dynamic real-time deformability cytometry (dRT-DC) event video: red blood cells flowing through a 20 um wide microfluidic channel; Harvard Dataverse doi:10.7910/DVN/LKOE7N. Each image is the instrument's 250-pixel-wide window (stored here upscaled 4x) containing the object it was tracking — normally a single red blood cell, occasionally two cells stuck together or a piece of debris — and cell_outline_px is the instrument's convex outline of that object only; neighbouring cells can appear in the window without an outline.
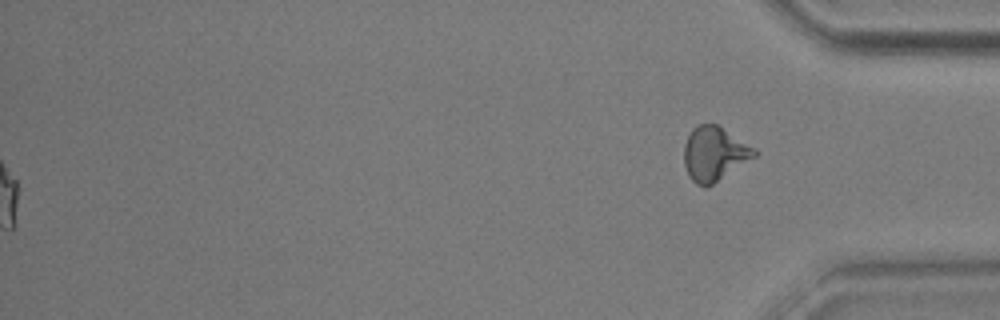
{"species": "common noctule bat (a hibernating species)", "species_latin": "Nyctalus noctula", "temperature_condition": "warm", "stored_images_in_passage": 58, "segment_of_instrument_passage": [2, 2], "camera_frame_rate_fps": 3000, "um_per_image_px": 0.085, "animal": {"sex": "male", "body_mass_g": 17.9, "forearm_length_mm": 54.2}, "frame": {"image": 1, "passage_image": 58, "time_ms": 19.0, "image_size_px": [1000, 320], "cell_outline_px": [[760, 152], [756, 156], [712, 184], [704, 188], [696, 184], [688, 176], [684, 164], [684, 144], [692, 128], [696, 124], [716, 124], [756, 148]], "centroid_in_image_um": [60.71, 13.07], "position_along_channel_um": 374.5, "area_um2": 22.25}}